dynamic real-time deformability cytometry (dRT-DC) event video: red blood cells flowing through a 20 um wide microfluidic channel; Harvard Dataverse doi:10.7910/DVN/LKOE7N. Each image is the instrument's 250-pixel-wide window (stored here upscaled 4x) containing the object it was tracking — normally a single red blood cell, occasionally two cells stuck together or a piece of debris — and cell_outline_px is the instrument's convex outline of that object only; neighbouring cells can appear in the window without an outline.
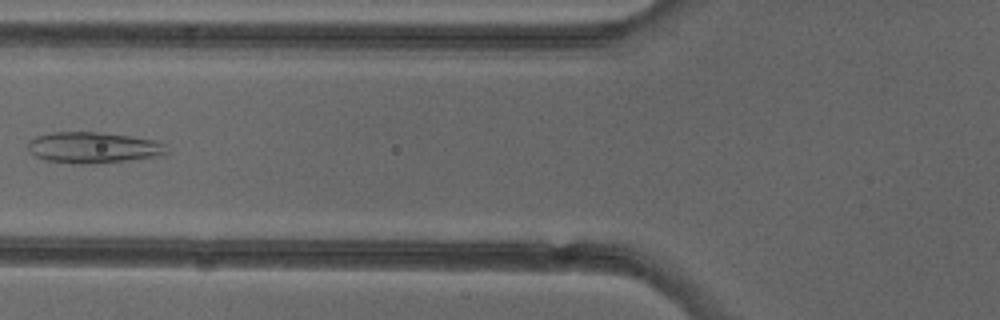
{"species": "common noctule bat (a hibernating species)", "species_latin": "Nyctalus noctula", "temperature_condition": "cold", "stored_images_in_passage": 5, "camera_frame_rate_fps": 3000, "um_per_image_px": 0.085, "animal": {"sex": "female"}, "frame": {"image": 1, "passage_image": 5, "time_ms": 5.667, "image_size_px": [1000, 320], "cell_outline_px": [[168, 152], [164, 156], [128, 160], [88, 164], [72, 164], [44, 160], [36, 156], [28, 148], [28, 140], [36, 136], [52, 132], [100, 132], [156, 140], [164, 144]], "centroid_in_image_um": [7.93, 12.55], "position_along_channel_um": 117.9, "area_um2": 25.26}}